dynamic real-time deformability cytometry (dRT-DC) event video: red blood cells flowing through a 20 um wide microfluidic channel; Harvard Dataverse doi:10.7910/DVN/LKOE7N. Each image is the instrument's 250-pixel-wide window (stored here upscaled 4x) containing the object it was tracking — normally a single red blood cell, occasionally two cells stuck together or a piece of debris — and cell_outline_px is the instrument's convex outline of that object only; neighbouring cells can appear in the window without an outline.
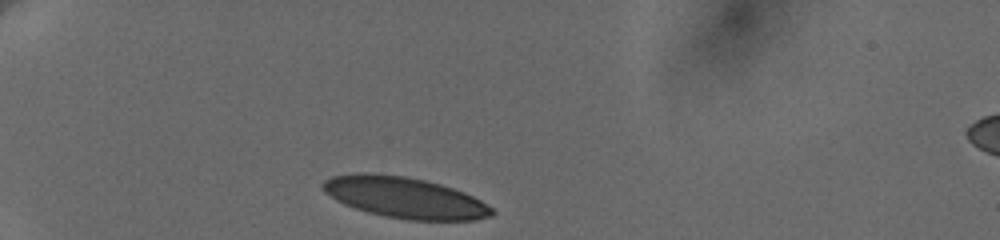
{"species": "human", "species_latin": "Homo sapiens", "temperature_condition": "cold", "stored_images_in_passage": 32, "camera_frame_rate_fps": 3000, "um_per_image_px": 0.085, "donor": {"sex": "female"}, "frame": {"image": 1, "passage_image": 1, "time_ms": 0.0, "image_size_px": [1000, 240], "cell_outline_px": [[496, 212], [492, 216], [476, 220], [408, 220], [384, 216], [368, 212], [344, 204], [336, 200], [324, 192], [320, 188], [320, 184], [324, 180], [332, 176], [360, 172], [364, 172], [408, 176], [440, 184], [464, 192], [480, 200], [492, 208]], "centroid_in_image_um": [34.37, 16.79], "position_along_channel_um": 50.6, "area_um2": 40.58}}
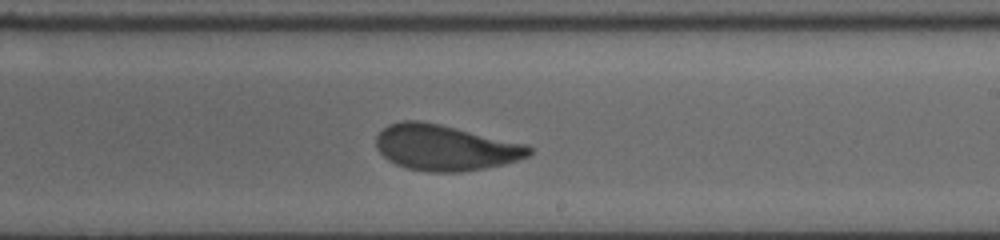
{"frame": {"image": 2, "passage_image": 18, "time_ms": 6.667, "image_size_px": [1000, 240], "cell_outline_px": [[532, 152], [528, 156], [504, 164], [484, 168], [460, 172], [428, 172], [408, 168], [396, 164], [388, 160], [376, 148], [376, 136], [388, 124], [400, 120], [420, 120], [440, 124], [528, 144], [532, 148]], "centroid_in_image_um": [37.83, 12.54], "position_along_channel_um": 251.2, "area_um2": 40.86}}
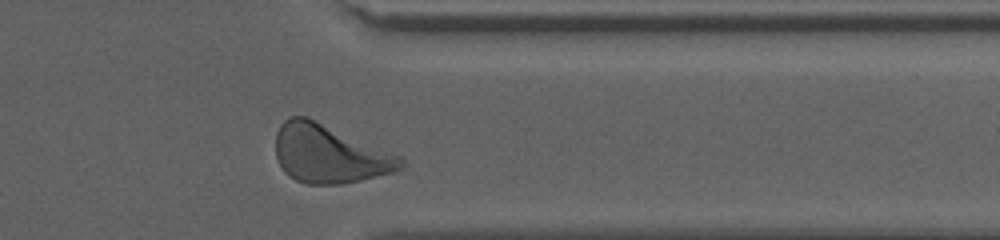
{"frame": {"image": 3, "passage_image": 30, "time_ms": 10.333, "image_size_px": [1000, 240], "cell_outline_px": [[404, 168], [392, 172], [360, 180], [340, 184], [304, 184], [288, 176], [284, 172], [276, 156], [276, 132], [280, 124], [284, 120], [292, 116], [308, 116], [400, 156], [404, 160]], "centroid_in_image_um": [27.97, 13.07], "position_along_channel_um": 383.4, "area_um2": 42.48}, "authors_computed_cell_mechanics": {"area_um2": 41.0669, "velocity_mm_per_s": 3.6339, "shape_relaxation_time_tau1_ms": 3.0612, "shape_relaxation_time_tau2_ms": 1.0241, "deformation_change_tau1": 0.1439, "deformation_change_tau2": 0.0593}}